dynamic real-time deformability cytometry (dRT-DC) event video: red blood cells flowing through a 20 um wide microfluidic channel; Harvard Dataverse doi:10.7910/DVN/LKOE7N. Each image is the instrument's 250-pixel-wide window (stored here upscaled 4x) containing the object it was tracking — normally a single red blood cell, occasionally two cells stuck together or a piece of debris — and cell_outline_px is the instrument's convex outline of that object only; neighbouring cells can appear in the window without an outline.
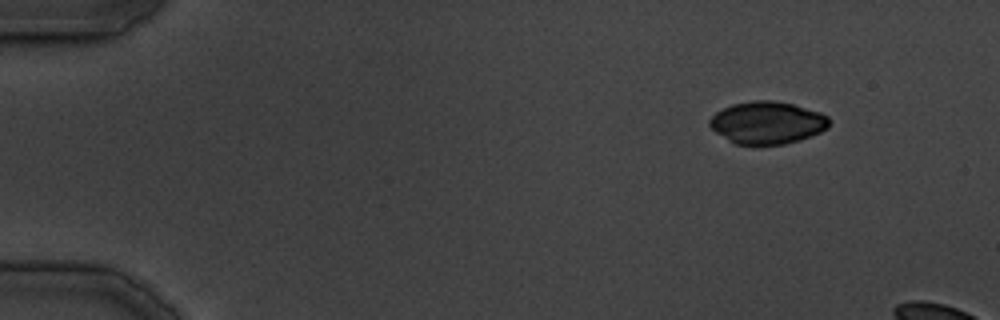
{"species": "common noctule bat (a hibernating species)", "species_latin": "Nyctalus noctula", "temperature_condition": "cold", "stored_images_in_passage": 5, "camera_frame_rate_fps": 3000, "um_per_image_px": 0.085, "animal": {"sex": "male", "body_mass_g": 19.5, "forearm_length_mm": 54.6}, "frame": {"image": 1, "passage_image": 1, "time_ms": 0.0, "image_size_px": [1000, 320], "cell_outline_px": [[828, 128], [820, 132], [800, 140], [784, 144], [736, 144], [728, 140], [716, 132], [708, 124], [708, 120], [716, 112], [732, 104], [752, 100], [772, 100], [792, 104], [820, 112], [828, 116]], "centroid_in_image_um": [65.2, 10.42], "position_along_channel_um": 19.8, "area_um2": 29.36}}